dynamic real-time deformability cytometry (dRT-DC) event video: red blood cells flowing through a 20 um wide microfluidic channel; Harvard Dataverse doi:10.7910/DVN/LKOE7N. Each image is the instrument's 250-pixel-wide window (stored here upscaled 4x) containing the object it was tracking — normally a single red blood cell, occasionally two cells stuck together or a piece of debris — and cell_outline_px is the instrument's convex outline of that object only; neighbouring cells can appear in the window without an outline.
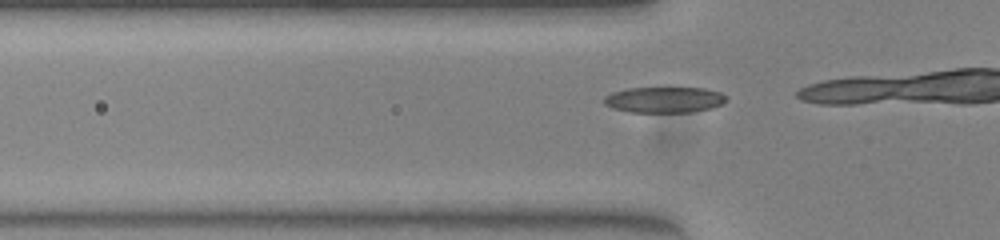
{"species": "common noctule bat (a hibernating species)", "species_latin": "Nyctalus noctula", "temperature_condition": "warm", "stored_images_in_passage": 15, "camera_frame_rate_fps": 3000, "um_per_image_px": 0.085, "animal": {"sex": "female", "body_mass_g": 23.0, "forearm_length_mm": 53.4}, "frame": {"image": 1, "passage_image": 13, "time_ms": 4.0, "image_size_px": [1000, 240], "cell_outline_px": [[724, 100], [720, 104], [712, 108], [692, 112], [632, 112], [612, 108], [604, 104], [604, 96], [612, 92], [628, 88], [704, 88], [720, 92], [724, 96]], "centroid_in_image_um": [56.41, 8.48], "position_along_channel_um": 69.4, "area_um2": 18.26}}